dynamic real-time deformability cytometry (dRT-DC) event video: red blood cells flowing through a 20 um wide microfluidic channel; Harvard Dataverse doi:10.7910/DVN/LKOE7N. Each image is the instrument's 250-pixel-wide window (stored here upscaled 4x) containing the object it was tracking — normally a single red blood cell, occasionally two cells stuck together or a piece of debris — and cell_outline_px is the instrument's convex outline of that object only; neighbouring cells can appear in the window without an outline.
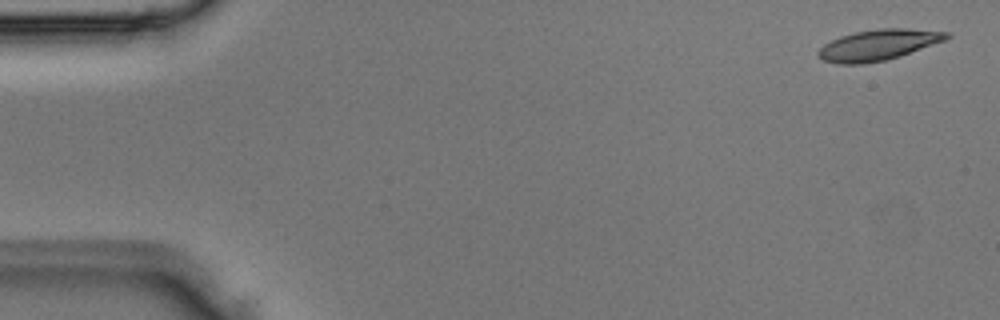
{"species": "Egyptian fruit bat (a non-hibernating species)", "species_latin": "Rousettus aegyptiacus", "temperature_condition": "room temperature", "stored_images_in_passage": 4, "camera_frame_rate_fps": 3000, "um_per_image_px": 0.085, "animal": {"sex": "male"}, "frame": {"image": 1, "passage_image": 1, "time_ms": 0.0, "image_size_px": [1000, 320], "cell_outline_px": [[952, 36], [944, 40], [884, 60], [864, 64], [840, 64], [824, 60], [816, 56], [816, 52], [824, 44], [840, 36], [856, 32], [880, 28], [908, 28], [948, 32]], "centroid_in_image_um": [74.59, 3.81], "position_along_channel_um": 10.4, "area_um2": 22.6}}
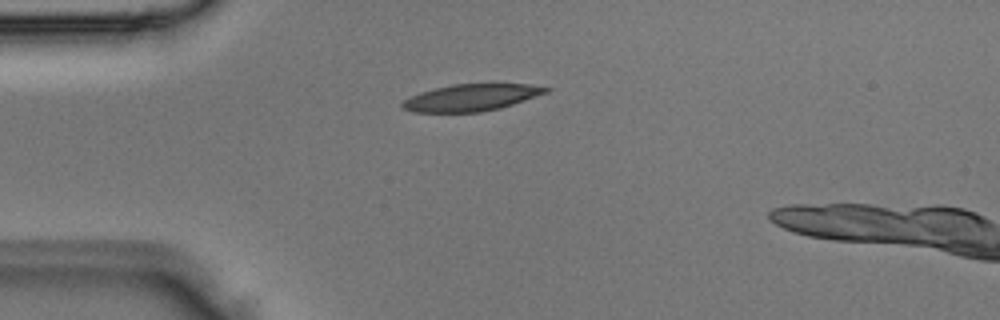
{"frame": {"image": 2, "passage_image": 3, "time_ms": 0.667, "image_size_px": [1000, 320], "cell_outline_px": [[552, 88], [548, 92], [500, 108], [480, 112], [412, 112], [404, 108], [400, 104], [404, 100], [420, 92], [452, 84], [528, 84]], "centroid_in_image_um": [40.05, 8.29], "position_along_channel_um": 44.9, "area_um2": 22.2}}